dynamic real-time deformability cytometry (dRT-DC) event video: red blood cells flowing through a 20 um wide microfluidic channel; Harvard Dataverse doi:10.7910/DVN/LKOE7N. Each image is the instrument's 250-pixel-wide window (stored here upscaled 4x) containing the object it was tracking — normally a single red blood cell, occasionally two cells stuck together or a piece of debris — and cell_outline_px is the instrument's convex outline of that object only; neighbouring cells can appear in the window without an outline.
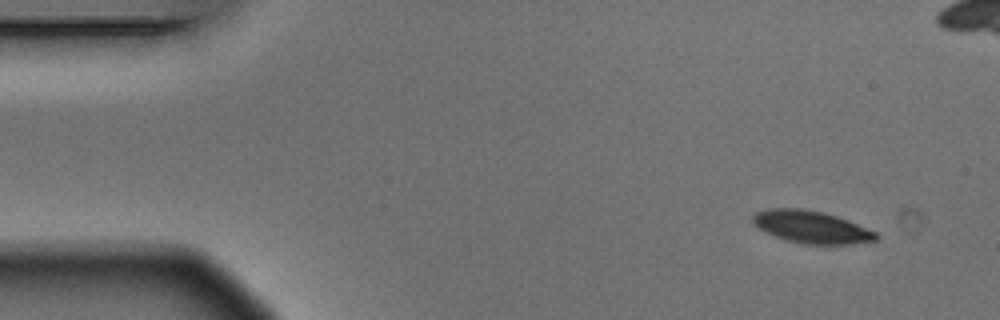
{"species": "Egyptian fruit bat (a non-hibernating species)", "species_latin": "Rousettus aegyptiacus", "temperature_condition": "warm", "stored_images_in_passage": 5, "camera_frame_rate_fps": 3000, "um_per_image_px": 0.085, "animal": {"sex": "male"}, "frame": {"image": 1, "passage_image": 1, "time_ms": 0.0, "image_size_px": [1000, 320], "cell_outline_px": [[880, 236], [876, 240], [852, 244], [804, 244], [784, 240], [756, 228], [752, 224], [752, 216], [756, 212], [768, 208], [800, 208], [824, 212], [848, 220], [876, 232]], "centroid_in_image_um": [68.92, 19.29], "position_along_channel_um": 16.1, "area_um2": 23.47}}